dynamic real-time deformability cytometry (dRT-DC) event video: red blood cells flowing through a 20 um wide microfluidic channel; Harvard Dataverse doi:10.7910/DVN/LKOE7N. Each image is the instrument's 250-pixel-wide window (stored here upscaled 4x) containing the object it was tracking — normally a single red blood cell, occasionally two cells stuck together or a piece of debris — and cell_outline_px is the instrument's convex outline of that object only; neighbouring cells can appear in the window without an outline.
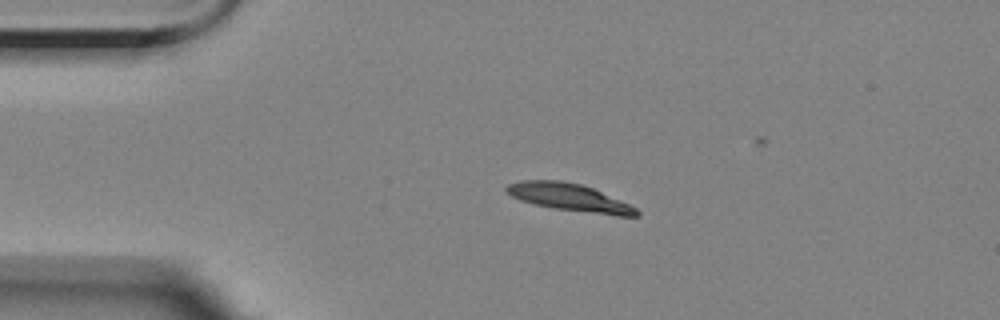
{"species": "Egyptian fruit bat (a non-hibernating species)", "species_latin": "Rousettus aegyptiacus", "temperature_condition": "room temperature", "stored_images_in_passage": 3, "camera_frame_rate_fps": 3000, "um_per_image_px": 0.085, "animal": {"sex": "female"}, "frame": {"image": 1, "passage_image": 3, "time_ms": 2.667, "image_size_px": [1000, 320], "cell_outline_px": [[640, 216], [616, 216], [556, 208], [536, 204], [520, 200], [504, 192], [504, 188], [508, 184], [520, 180], [560, 180], [580, 184], [592, 188], [628, 204], [636, 208], [640, 212]], "centroid_in_image_um": [48.37, 16.77], "position_along_channel_um": 36.6, "area_um2": 20.58}}